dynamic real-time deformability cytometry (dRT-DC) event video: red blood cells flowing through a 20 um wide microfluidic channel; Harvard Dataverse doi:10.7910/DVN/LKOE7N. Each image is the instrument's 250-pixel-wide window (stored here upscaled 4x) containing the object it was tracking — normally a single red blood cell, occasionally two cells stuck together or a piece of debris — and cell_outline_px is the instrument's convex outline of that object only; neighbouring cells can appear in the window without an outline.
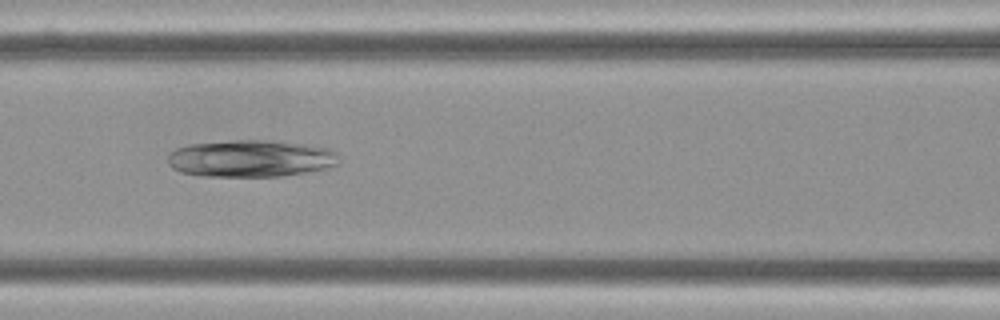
{"species": "Egyptian fruit bat (a non-hibernating species)", "species_latin": "Rousettus aegyptiacus", "temperature_condition": "cold", "stored_images_in_passage": 17, "camera_frame_rate_fps": 3000, "um_per_image_px": 0.085, "frame": {"image": 1, "passage_image": 10, "time_ms": 3.0, "image_size_px": [1000, 320], "cell_outline_px": [[340, 160], [336, 164], [324, 168], [304, 172], [280, 176], [200, 176], [180, 172], [172, 168], [168, 164], [168, 156], [176, 148], [188, 144], [232, 140], [264, 140], [312, 144], [332, 148], [340, 156]], "centroid_in_image_um": [21.33, 13.46], "position_along_channel_um": 145.3, "area_um2": 37.22}}